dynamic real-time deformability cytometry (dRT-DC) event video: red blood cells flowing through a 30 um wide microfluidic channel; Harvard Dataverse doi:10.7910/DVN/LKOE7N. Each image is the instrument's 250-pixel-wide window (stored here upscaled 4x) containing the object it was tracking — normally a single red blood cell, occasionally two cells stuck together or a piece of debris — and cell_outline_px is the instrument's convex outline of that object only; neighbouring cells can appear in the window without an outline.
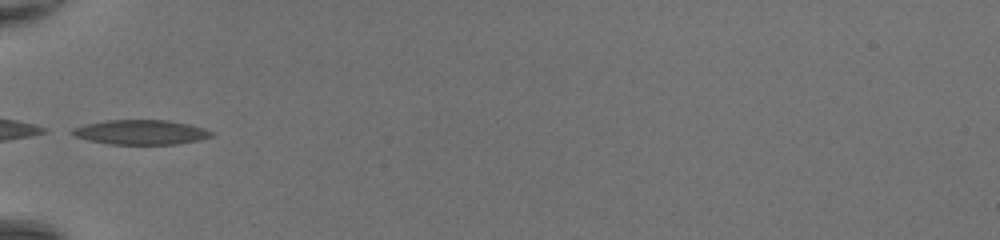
{"species": "common noctule bat (a hibernating species)", "species_latin": "Nyctalus noctula", "temperature_condition": "room temperature", "stored_images_in_passage": 29, "camera_frame_rate_fps": 3000, "um_per_image_px": 0.085, "animal": {"sex": "female", "body_mass_g": 20.0, "forearm_length_mm": 54.0}, "frame": {"image": 1, "passage_image": 1, "time_ms": 0.0, "image_size_px": [1000, 240], "cell_outline_px": [[216, 132], [212, 136], [200, 140], [180, 144], [108, 144], [88, 140], [76, 136], [68, 132], [72, 128], [84, 124], [104, 120], [168, 120], [188, 124], [204, 128]], "centroid_in_image_um": [11.97, 11.23], "position_along_channel_um": 73.0, "area_um2": 20.23}}
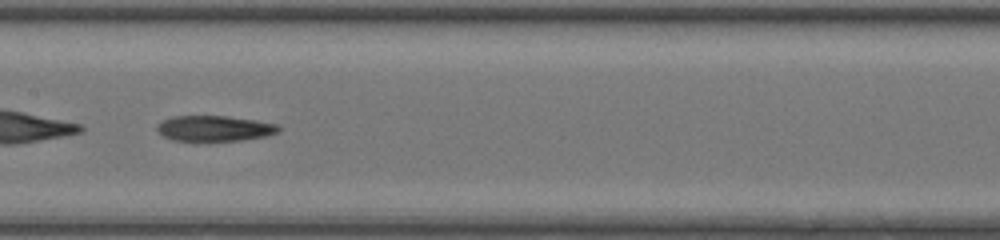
{"frame": {"image": 2, "passage_image": 9, "time_ms": 2.667, "image_size_px": [1000, 240], "cell_outline_px": [[280, 132], [268, 136], [244, 140], [196, 144], [172, 140], [164, 136], [156, 128], [156, 124], [172, 116], [228, 116], [256, 120], [280, 124]], "centroid_in_image_um": [18.24, 10.96], "position_along_channel_um": 189.2, "area_um2": 19.19}, "authors_computed_cell_mechanics": {"area_um2": 19.3052, "velocity_mm_per_s": 4.4016, "shape_relaxation_time_tau1_ms": null, "shape_relaxation_time_tau2_ms": 6.5866, "deformation_change_tau1": null, "deformation_change_tau2": 0.189}}